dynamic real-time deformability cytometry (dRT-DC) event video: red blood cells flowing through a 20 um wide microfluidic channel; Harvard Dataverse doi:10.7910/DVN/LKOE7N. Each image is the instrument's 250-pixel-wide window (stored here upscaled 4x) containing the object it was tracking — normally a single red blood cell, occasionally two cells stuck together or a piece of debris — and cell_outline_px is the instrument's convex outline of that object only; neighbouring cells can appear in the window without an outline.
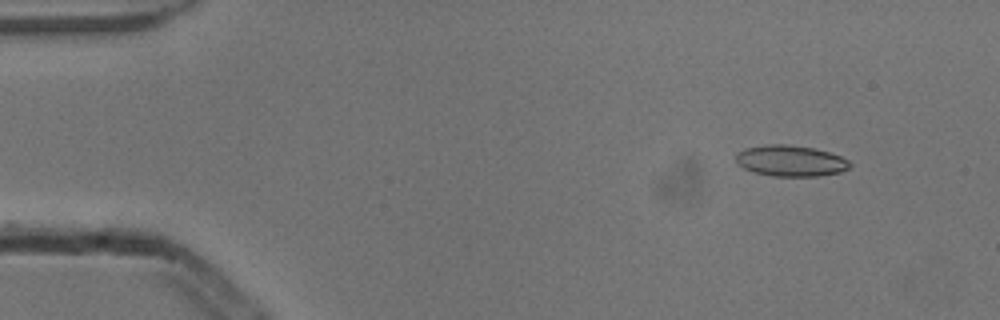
{"species": "common noctule bat (a hibernating species)", "species_latin": "Nyctalus noctula", "temperature_condition": "cold", "stored_images_in_passage": 4, "camera_frame_rate_fps": 3000, "um_per_image_px": 0.085, "animal": {"sex": "male", "body_mass_g": 13.3}, "frame": {"image": 1, "passage_image": 1, "time_ms": 0.0, "image_size_px": [1000, 320], "cell_outline_px": [[852, 164], [848, 168], [840, 172], [816, 176], [772, 176], [756, 172], [744, 168], [736, 164], [736, 152], [744, 148], [768, 144], [788, 144], [812, 148], [828, 152], [840, 156], [848, 160]], "centroid_in_image_um": [67.17, 13.66], "position_along_channel_um": 17.8, "area_um2": 20.58}}
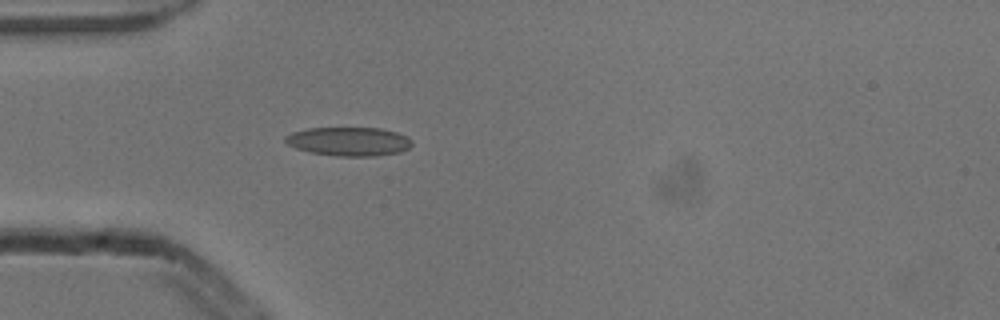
{"frame": {"image": 2, "passage_image": 4, "time_ms": 1.0, "image_size_px": [1000, 320], "cell_outline_px": [[412, 144], [408, 148], [400, 152], [376, 156], [336, 156], [308, 152], [296, 148], [288, 144], [284, 140], [284, 136], [292, 132], [308, 128], [380, 128], [396, 132], [408, 136], [412, 140]], "centroid_in_image_um": [29.65, 12.02], "position_along_channel_um": 55.3, "area_um2": 21.39}}